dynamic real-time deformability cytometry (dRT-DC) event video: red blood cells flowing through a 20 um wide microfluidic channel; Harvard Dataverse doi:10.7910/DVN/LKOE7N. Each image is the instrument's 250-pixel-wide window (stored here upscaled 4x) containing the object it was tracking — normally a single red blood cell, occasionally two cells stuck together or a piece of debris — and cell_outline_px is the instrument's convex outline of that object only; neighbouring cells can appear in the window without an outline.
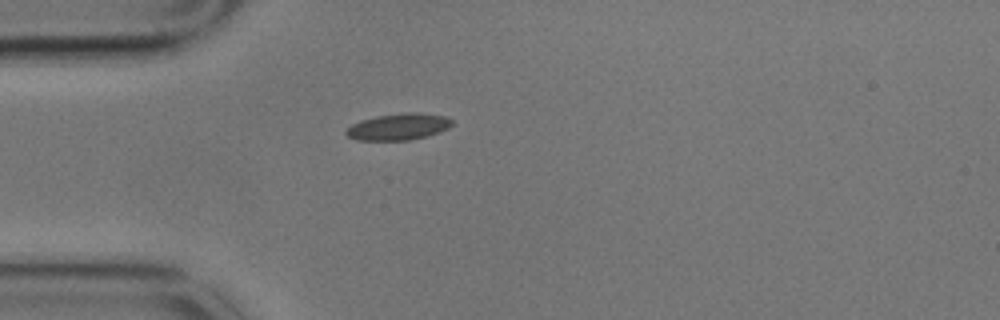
{"species": "common noctule bat (a hibernating species)", "species_latin": "Nyctalus noctula", "temperature_condition": "cold", "stored_images_in_passage": 44, "camera_frame_rate_fps": 3000, "um_per_image_px": 0.085, "animal": {"sex": "male", "body_mass_g": 17.9}, "frame": {"image": 1, "passage_image": 1, "time_ms": 0.0, "image_size_px": [1000, 320], "cell_outline_px": [[452, 124], [448, 128], [440, 132], [428, 136], [408, 140], [356, 140], [348, 136], [344, 132], [352, 124], [360, 120], [376, 116], [408, 112], [416, 112], [444, 116], [452, 120]], "centroid_in_image_um": [33.86, 10.77], "position_along_channel_um": 51.1, "area_um2": 16.36}}
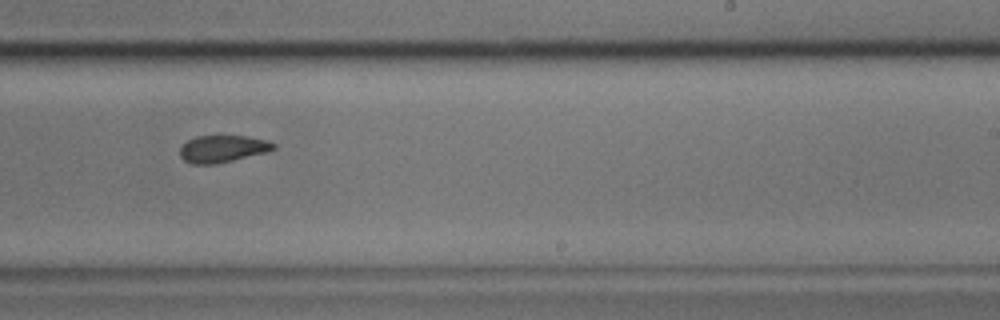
{"frame": {"image": 2, "passage_image": 21, "time_ms": 6.667, "image_size_px": [1000, 320], "cell_outline_px": [[276, 148], [268, 152], [216, 164], [192, 164], [184, 160], [180, 156], [180, 148], [188, 140], [196, 136], [248, 136], [268, 140], [276, 144]], "centroid_in_image_um": [18.96, 12.65], "position_along_channel_um": 270.0, "area_um2": 14.85}}
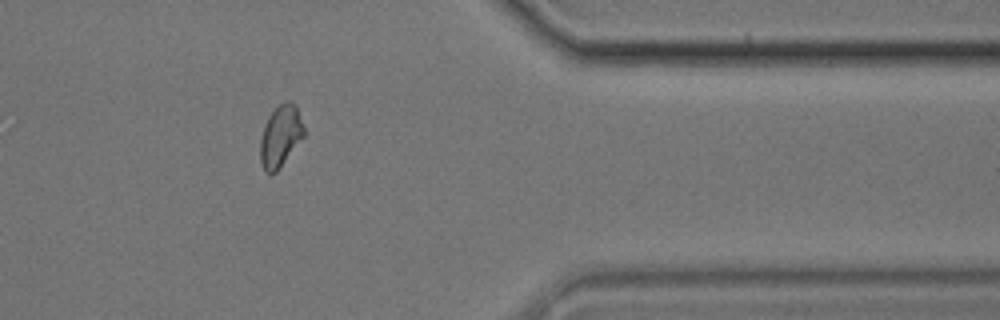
{"frame": {"image": 3, "passage_image": 33, "time_ms": 10.667, "image_size_px": [1000, 320], "cell_outline_px": [[304, 136], [280, 168], [276, 172], [264, 172], [260, 164], [260, 140], [264, 124], [268, 116], [284, 100], [288, 100], [296, 104], [304, 128]], "centroid_in_image_um": [23.83, 11.57], "position_along_channel_um": 387.6, "area_um2": 15.78}, "authors_computed_cell_mechanics": {"area_um2": 15.8372, "velocity_mm_per_s": 3.4031, "shape_relaxation_time_tau1_ms": 5.3239, "shape_relaxation_time_tau2_ms": 3.2605, "deformation_change_tau1": 0.0975, "deformation_change_tau2": 0.0591}}